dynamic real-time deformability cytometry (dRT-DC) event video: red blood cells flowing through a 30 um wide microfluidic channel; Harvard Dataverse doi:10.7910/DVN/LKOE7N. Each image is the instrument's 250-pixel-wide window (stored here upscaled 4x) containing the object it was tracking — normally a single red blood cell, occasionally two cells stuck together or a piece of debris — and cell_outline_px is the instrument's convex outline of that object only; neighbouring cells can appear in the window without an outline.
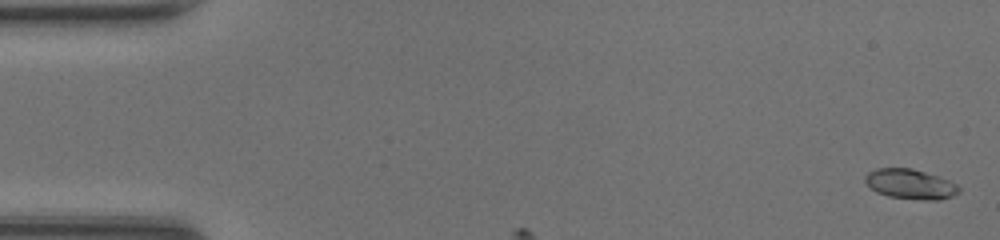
{"species": "common noctule bat (a hibernating species)", "species_latin": "Nyctalus noctula", "temperature_condition": "room temperature", "stored_images_in_passage": 5, "camera_frame_rate_fps": 3000, "um_per_image_px": 0.085, "animal": {"sex": "female", "body_mass_g": 20.0, "forearm_length_mm": 54.0}, "frame": {"image": 1, "passage_image": 1, "time_ms": 0.0, "image_size_px": [1000, 240], "cell_outline_px": [[960, 192], [952, 196], [940, 200], [924, 200], [888, 196], [876, 192], [864, 180], [864, 176], [868, 172], [876, 168], [912, 168], [948, 180], [956, 184], [960, 188]], "centroid_in_image_um": [77.37, 15.65], "position_along_channel_um": 7.6, "area_um2": 16.24}}